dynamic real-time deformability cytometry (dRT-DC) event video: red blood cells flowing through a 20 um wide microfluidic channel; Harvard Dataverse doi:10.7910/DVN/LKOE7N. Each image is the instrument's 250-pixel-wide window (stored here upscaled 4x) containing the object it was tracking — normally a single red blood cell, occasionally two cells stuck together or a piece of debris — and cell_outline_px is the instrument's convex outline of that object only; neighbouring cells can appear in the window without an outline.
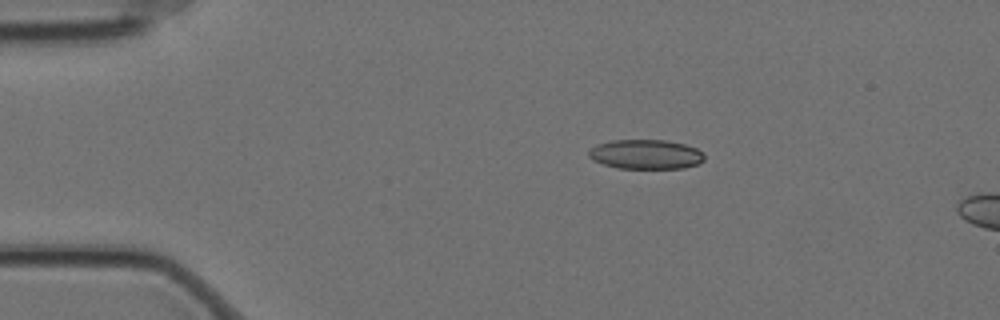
{"species": "Egyptian fruit bat (a non-hibernating species)", "species_latin": "Rousettus aegyptiacus", "temperature_condition": "cold", "stored_images_in_passage": 6, "camera_frame_rate_fps": 3000, "um_per_image_px": 0.085, "animal": {"sex": "female"}, "frame": {"image": 1, "passage_image": 1, "time_ms": 0.0, "image_size_px": [1000, 320], "cell_outline_px": [[704, 160], [700, 164], [684, 168], [616, 168], [592, 160], [588, 156], [588, 152], [596, 144], [612, 140], [668, 140], [684, 144], [696, 148], [704, 152]], "centroid_in_image_um": [54.91, 13.11], "position_along_channel_um": 30.1, "area_um2": 20.06}}